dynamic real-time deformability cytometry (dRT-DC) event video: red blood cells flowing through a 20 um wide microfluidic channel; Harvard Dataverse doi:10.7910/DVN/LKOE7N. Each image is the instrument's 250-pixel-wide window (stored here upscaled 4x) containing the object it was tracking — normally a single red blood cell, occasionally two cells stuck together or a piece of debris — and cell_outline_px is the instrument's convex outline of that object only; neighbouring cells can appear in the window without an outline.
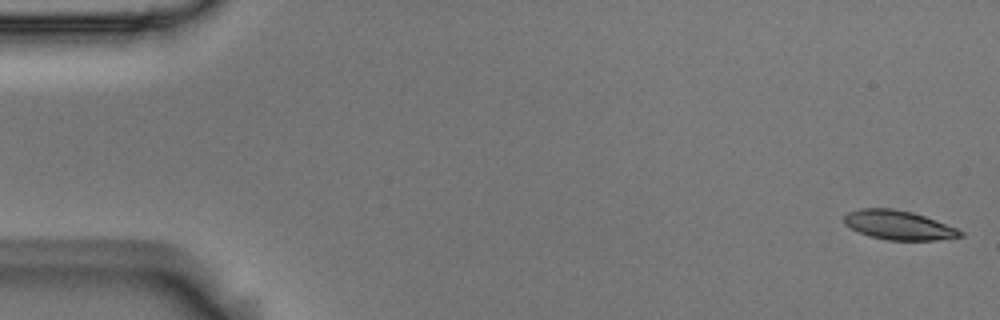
{"species": "Egyptian fruit bat (a non-hibernating species)", "species_latin": "Rousettus aegyptiacus", "temperature_condition": "room temperature", "stored_images_in_passage": 55, "camera_frame_rate_fps": 3000, "um_per_image_px": 0.085, "animal": {"sex": "male"}, "frame": {"image": 1, "passage_image": 1, "time_ms": 0.0, "image_size_px": [1000, 320], "cell_outline_px": [[964, 236], [940, 240], [888, 240], [868, 236], [844, 224], [844, 216], [848, 212], [860, 208], [892, 208], [912, 212], [936, 220], [956, 228], [964, 232]], "centroid_in_image_um": [76.39, 19.14], "position_along_channel_um": 8.6, "area_um2": 19.77}}
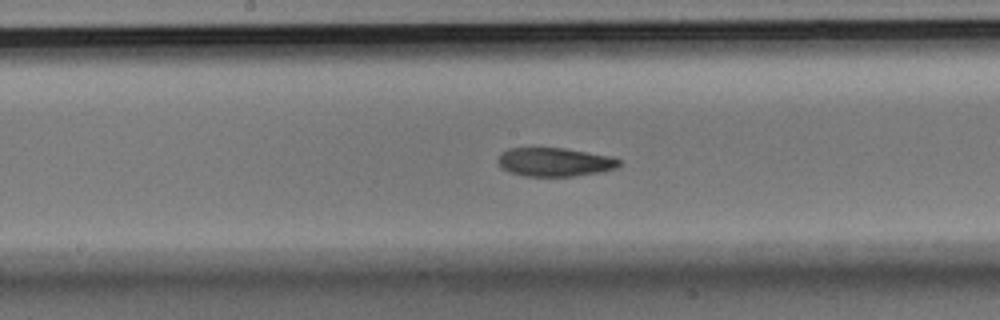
{"frame": {"image": 2, "passage_image": 28, "time_ms": 9.0, "image_size_px": [1000, 320], "cell_outline_px": [[620, 164], [616, 168], [600, 172], [572, 176], [524, 176], [508, 172], [500, 168], [496, 160], [500, 152], [508, 148], [564, 148], [612, 156], [620, 160]], "centroid_in_image_um": [47.09, 13.77], "position_along_channel_um": 201.1, "area_um2": 20.46}}
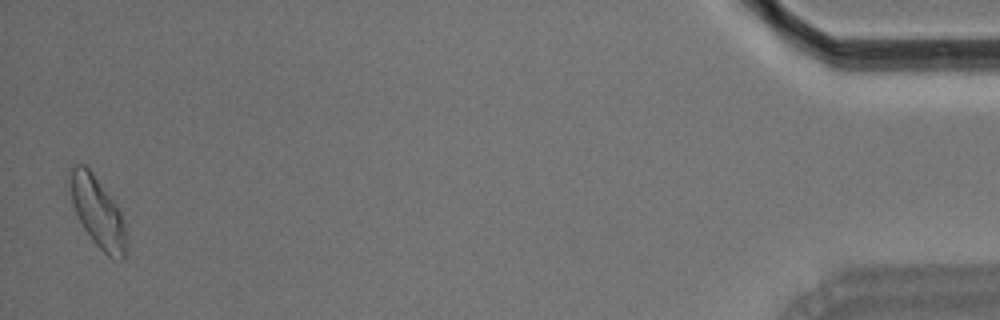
{"frame": {"image": 3, "passage_image": 54, "time_ms": 17.667, "image_size_px": [1000, 320], "cell_outline_px": [[124, 260], [112, 260], [92, 240], [84, 228], [72, 204], [64, 184], [68, 168], [72, 164], [84, 164], [92, 172], [120, 208], [124, 220]], "centroid_in_image_um": [8.2, 17.91], "position_along_channel_um": 427.0, "area_um2": 23.7}, "authors_computed_cell_mechanics": {"area_um2": 20.9814, "velocity_mm_per_s": 3.6475, "shape_relaxation_time_tau1_ms": 8.8866, "shape_relaxation_time_tau2_ms": 3.234, "deformation_change_tau1": 0.1933, "deformation_change_tau2": 0.0954}}